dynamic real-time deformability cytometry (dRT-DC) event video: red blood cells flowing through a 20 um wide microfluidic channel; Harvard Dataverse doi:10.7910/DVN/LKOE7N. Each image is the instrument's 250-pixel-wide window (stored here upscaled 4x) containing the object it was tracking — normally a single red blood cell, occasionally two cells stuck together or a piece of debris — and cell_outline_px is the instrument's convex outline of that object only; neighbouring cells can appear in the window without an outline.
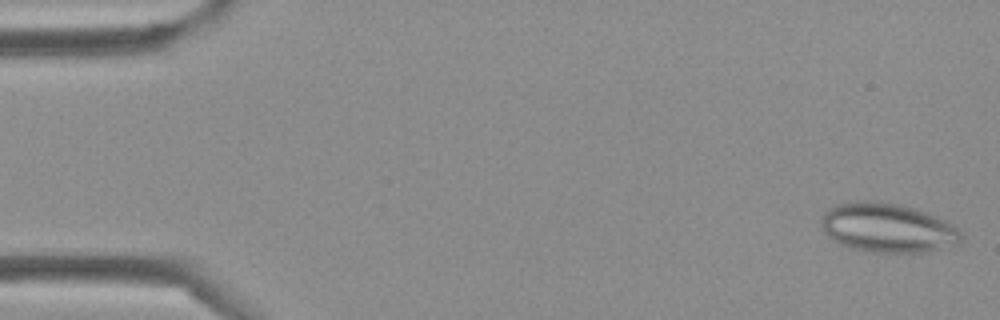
{"species": "Egyptian fruit bat (a non-hibernating species)", "species_latin": "Rousettus aegyptiacus", "temperature_condition": "cold", "stored_images_in_passage": 43, "camera_frame_rate_fps": 3000, "um_per_image_px": 0.085, "frame": {"image": 1, "passage_image": 1, "time_ms": 0.0, "image_size_px": [1000, 320], "cell_outline_px": [[964, 240], [956, 244], [928, 252], [872, 252], [852, 248], [840, 244], [832, 240], [824, 232], [820, 224], [820, 216], [832, 204], [856, 200], [880, 200], [900, 204], [916, 208], [928, 212], [952, 224], [964, 232]], "centroid_in_image_um": [75.43, 19.33], "position_along_channel_um": 9.6, "area_um2": 41.1}}
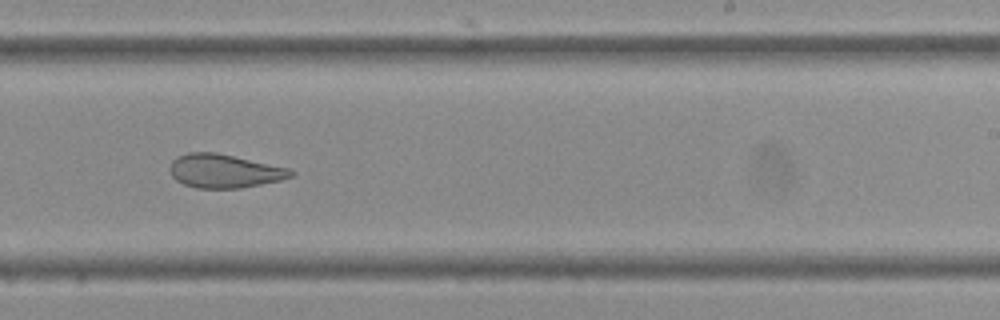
{"frame": {"image": 2, "passage_image": 26, "time_ms": 8.333, "image_size_px": [1000, 320], "cell_outline_px": [[296, 172], [292, 176], [280, 180], [240, 188], [196, 188], [184, 184], [176, 180], [172, 176], [168, 168], [172, 160], [176, 156], [188, 152], [216, 152], [288, 168]], "centroid_in_image_um": [19.02, 14.53], "position_along_channel_um": 270.0, "area_um2": 23.7}}
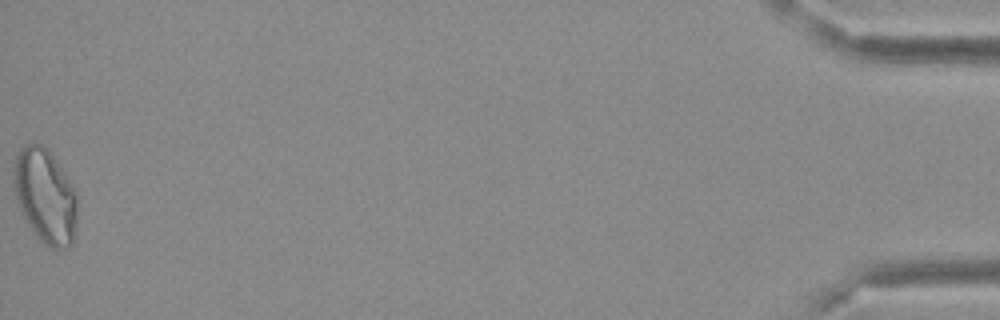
{"frame": {"image": 3, "passage_image": 43, "time_ms": 14.0, "image_size_px": [1000, 320], "cell_outline_px": [[76, 228], [72, 244], [68, 248], [52, 248], [44, 244], [40, 240], [28, 224], [20, 212], [12, 184], [12, 168], [16, 156], [20, 148], [32, 140], [44, 144], [56, 160], [72, 184], [76, 192]], "centroid_in_image_um": [3.81, 16.62], "position_along_channel_um": 431.4, "area_um2": 35.6}}